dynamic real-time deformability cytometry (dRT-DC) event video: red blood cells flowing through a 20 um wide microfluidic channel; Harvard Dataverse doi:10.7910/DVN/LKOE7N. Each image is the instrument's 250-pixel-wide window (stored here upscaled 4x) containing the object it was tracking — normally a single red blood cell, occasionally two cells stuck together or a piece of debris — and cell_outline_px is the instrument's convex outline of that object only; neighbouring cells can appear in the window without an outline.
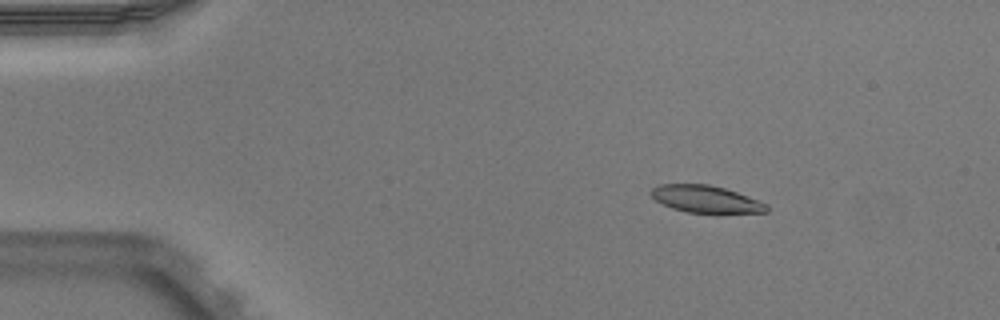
{"species": "Egyptian fruit bat (a non-hibernating species)", "species_latin": "Rousettus aegyptiacus", "temperature_condition": "warm", "stored_images_in_passage": 18, "camera_frame_rate_fps": 3000, "um_per_image_px": 0.085, "animal": {"sex": "male"}, "frame": {"image": 1, "passage_image": 9, "time_ms": 2.667, "image_size_px": [1000, 320], "cell_outline_px": [[768, 212], [688, 212], [672, 208], [656, 200], [648, 192], [652, 188], [660, 184], [708, 184], [724, 188], [736, 192], [768, 204]], "centroid_in_image_um": [59.96, 16.91], "position_along_channel_um": 25.0, "area_um2": 17.92}}
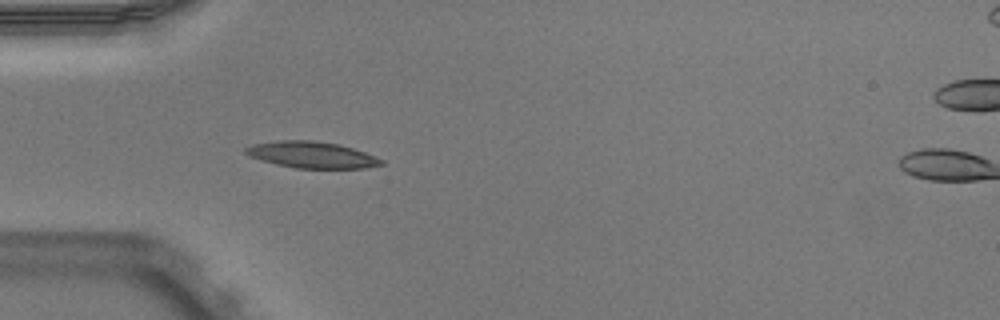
{"frame": {"image": 2, "passage_image": 17, "time_ms": 5.333, "image_size_px": [1000, 320], "cell_outline_px": [[384, 164], [364, 168], [296, 168], [276, 164], [248, 156], [244, 152], [244, 148], [252, 144], [280, 140], [312, 140], [336, 144], [352, 148], [364, 152], [384, 160]], "centroid_in_image_um": [26.47, 13.16], "position_along_channel_um": 58.5, "area_um2": 20.75}}